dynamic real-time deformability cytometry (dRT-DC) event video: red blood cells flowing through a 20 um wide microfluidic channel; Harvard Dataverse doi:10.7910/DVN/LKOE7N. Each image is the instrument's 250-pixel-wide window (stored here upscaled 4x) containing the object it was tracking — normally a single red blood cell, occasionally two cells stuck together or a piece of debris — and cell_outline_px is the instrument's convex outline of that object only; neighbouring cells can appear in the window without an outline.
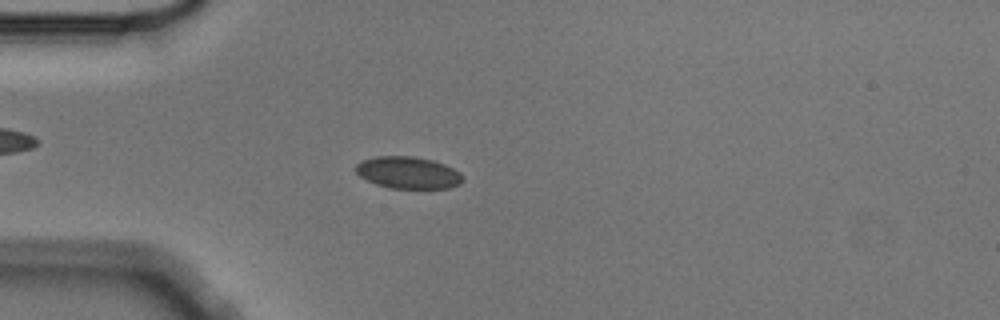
{"species": "Egyptian fruit bat (a non-hibernating species)", "species_latin": "Rousettus aegyptiacus", "temperature_condition": "cold", "stored_images_in_passage": 5, "camera_frame_rate_fps": 3000, "um_per_image_px": 0.085, "animal": {"sex": "male"}, "frame": {"image": 1, "passage_image": 4, "time_ms": 1.0, "image_size_px": [1000, 320], "cell_outline_px": [[464, 180], [460, 184], [448, 188], [388, 188], [376, 184], [360, 176], [356, 172], [356, 164], [360, 160], [376, 156], [412, 156], [432, 160], [444, 164], [460, 172], [464, 176]], "centroid_in_image_um": [34.69, 14.67], "position_along_channel_um": 50.3, "area_um2": 20.0}}